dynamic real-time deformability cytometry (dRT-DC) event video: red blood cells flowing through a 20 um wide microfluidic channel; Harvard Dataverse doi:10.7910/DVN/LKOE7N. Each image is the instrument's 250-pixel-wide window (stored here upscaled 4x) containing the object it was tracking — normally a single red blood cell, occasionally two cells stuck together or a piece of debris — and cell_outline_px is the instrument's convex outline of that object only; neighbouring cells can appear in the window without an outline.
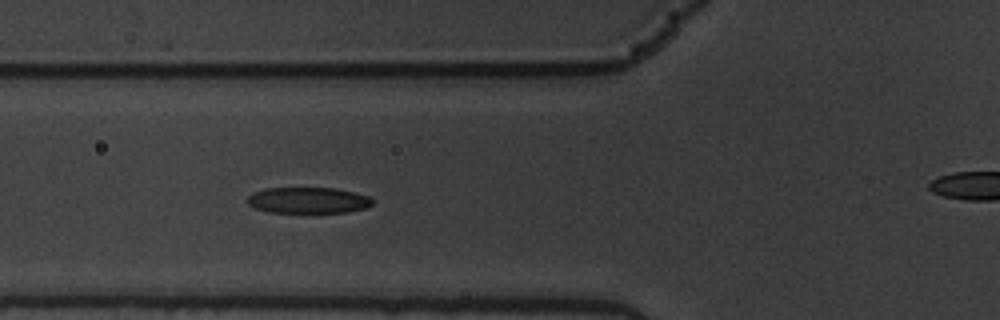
{"species": "common noctule bat (a hibernating species)", "species_latin": "Nyctalus noctula", "temperature_condition": "warm", "stored_images_in_passage": 8, "camera_frame_rate_fps": 3000, "um_per_image_px": 0.085, "animal": {"sex": "male", "body_mass_g": 19.5, "forearm_length_mm": 54.6}, "frame": {"image": 1, "passage_image": 7, "time_ms": 2.0, "image_size_px": [1000, 320], "cell_outline_px": [[372, 204], [364, 208], [348, 212], [268, 212], [256, 208], [248, 204], [248, 196], [252, 192], [264, 188], [336, 188], [368, 196], [372, 200]], "centroid_in_image_um": [26.15, 17.02], "position_along_channel_um": 99.6, "area_um2": 18.84}}